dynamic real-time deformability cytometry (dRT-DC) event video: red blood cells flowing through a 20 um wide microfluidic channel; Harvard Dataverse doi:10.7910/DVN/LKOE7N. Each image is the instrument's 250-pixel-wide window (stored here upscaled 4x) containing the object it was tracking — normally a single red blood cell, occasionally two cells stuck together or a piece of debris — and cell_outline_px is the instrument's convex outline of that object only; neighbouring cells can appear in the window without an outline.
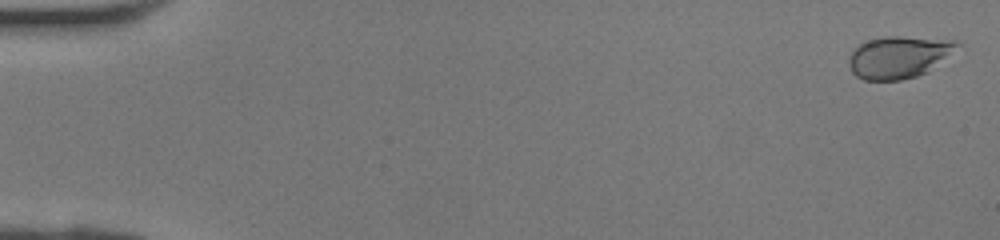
{"species": "human", "species_latin": "Homo sapiens", "temperature_condition": "room temperature", "stored_images_in_passage": 42, "camera_frame_rate_fps": 3000, "um_per_image_px": 0.085, "donor": {"sex": "female"}, "frame": {"image": 1, "passage_image": 1, "time_ms": 0.0, "image_size_px": [1000, 240], "cell_outline_px": [[960, 44], [928, 72], [916, 76], [900, 80], [864, 80], [856, 76], [852, 72], [848, 64], [848, 60], [852, 52], [860, 44], [868, 40], [888, 36], [900, 36], [960, 40]], "centroid_in_image_um": [76.38, 4.85], "position_along_channel_um": 8.6, "area_um2": 26.36}}
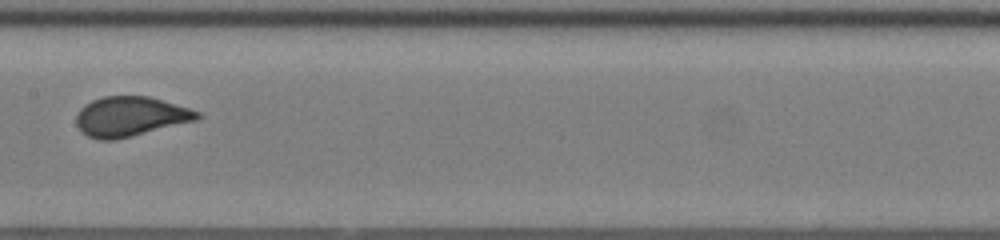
{"frame": {"image": 2, "passage_image": 22, "time_ms": 7.0, "image_size_px": [1000, 240], "cell_outline_px": [[200, 120], [116, 140], [96, 140], [80, 132], [76, 124], [76, 116], [80, 108], [84, 104], [92, 100], [104, 96], [148, 96], [188, 108], [200, 112]], "centroid_in_image_um": [11.06, 9.92], "position_along_channel_um": 196.3, "area_um2": 28.32}}
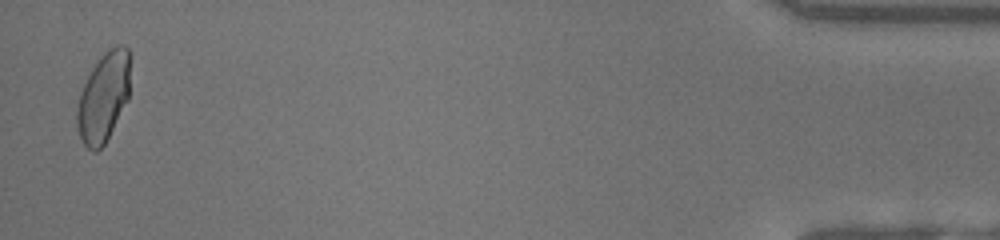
{"frame": {"image": 3, "passage_image": 41, "time_ms": 13.333, "image_size_px": [1000, 240], "cell_outline_px": [[128, 100], [104, 144], [96, 152], [92, 152], [84, 144], [80, 136], [76, 124], [76, 112], [80, 92], [92, 68], [104, 52], [116, 44], [124, 44], [128, 48]], "centroid_in_image_um": [8.78, 8.26], "position_along_channel_um": 426.4, "area_um2": 27.34}}